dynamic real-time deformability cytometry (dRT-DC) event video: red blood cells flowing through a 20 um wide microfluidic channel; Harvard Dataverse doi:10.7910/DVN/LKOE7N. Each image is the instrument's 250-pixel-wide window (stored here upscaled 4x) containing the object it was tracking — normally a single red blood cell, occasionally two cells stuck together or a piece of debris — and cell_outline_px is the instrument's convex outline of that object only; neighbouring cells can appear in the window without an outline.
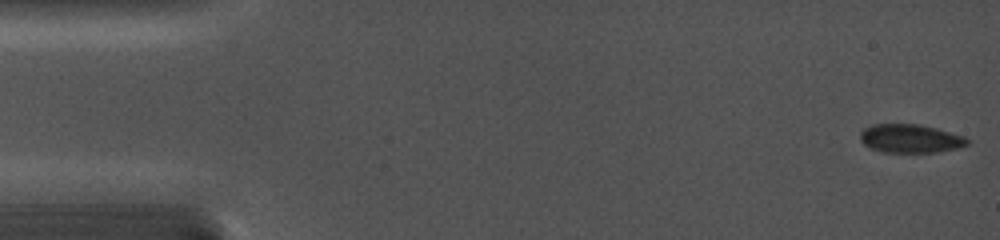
{"species": "common noctule bat (a hibernating species)", "species_latin": "Nyctalus noctula", "temperature_condition": "cold", "stored_images_in_passage": 8, "camera_frame_rate_fps": 5000, "um_per_image_px": 0.085, "animal": {"sex": "female", "body_mass_g": 19.0, "forearm_length_mm": 56.7}, "frame": {"image": 1, "passage_image": 1, "time_ms": 0.0, "image_size_px": [1000, 240], "cell_outline_px": [[968, 144], [956, 148], [936, 152], [884, 152], [872, 148], [864, 144], [860, 140], [860, 132], [864, 128], [872, 124], [920, 124], [936, 128], [964, 136], [968, 140]], "centroid_in_image_um": [77.35, 11.76], "position_along_channel_um": 7.6, "area_um2": 17.69}}